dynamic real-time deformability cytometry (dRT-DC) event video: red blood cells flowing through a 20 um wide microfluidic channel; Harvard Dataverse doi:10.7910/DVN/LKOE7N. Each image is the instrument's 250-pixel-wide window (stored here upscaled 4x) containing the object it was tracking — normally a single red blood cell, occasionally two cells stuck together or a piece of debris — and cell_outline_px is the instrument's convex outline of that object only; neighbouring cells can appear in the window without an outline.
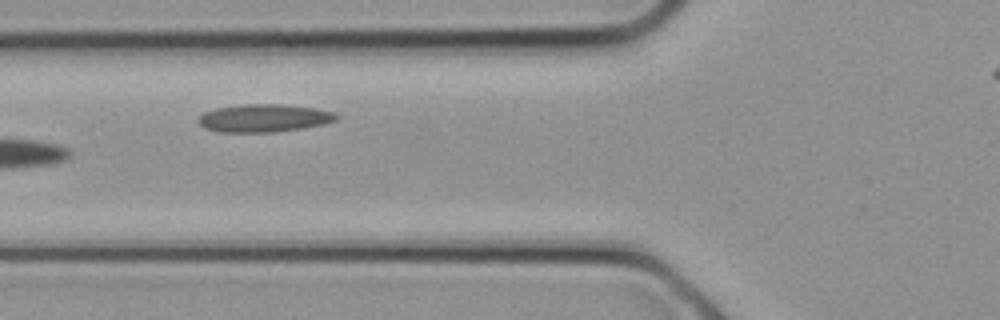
{"species": "common noctule bat (a hibernating species)", "species_latin": "Nyctalus noctula", "temperature_condition": "cold", "stored_images_in_passage": 15, "camera_frame_rate_fps": 3000, "um_per_image_px": 0.085, "animal": {"sex": "female", "body_mass_g": 21.9}, "frame": {"image": 1, "passage_image": 9, "time_ms": 2.667, "image_size_px": [1000, 320], "cell_outline_px": [[340, 116], [336, 120], [324, 124], [304, 128], [272, 132], [220, 132], [204, 128], [196, 120], [204, 112], [216, 108], [244, 104], [280, 104], [316, 108], [332, 112]], "centroid_in_image_um": [22.43, 10.04], "position_along_channel_um": 103.4, "area_um2": 22.43}}